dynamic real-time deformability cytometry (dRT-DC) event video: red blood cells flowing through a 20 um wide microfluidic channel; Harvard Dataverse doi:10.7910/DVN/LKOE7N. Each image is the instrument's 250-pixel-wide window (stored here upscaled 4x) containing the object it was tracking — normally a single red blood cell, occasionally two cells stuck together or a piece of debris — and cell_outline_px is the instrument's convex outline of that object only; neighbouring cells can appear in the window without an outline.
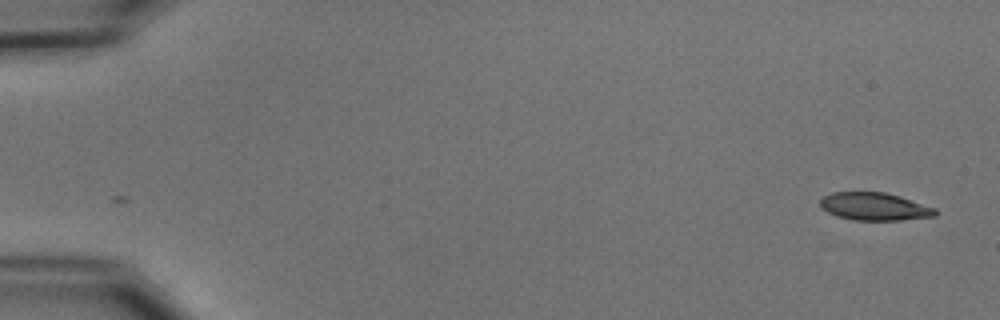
{"species": "common noctule bat (a hibernating species)", "species_latin": "Nyctalus noctula", "temperature_condition": "cold", "stored_images_in_passage": 2, "camera_frame_rate_fps": 3000, "um_per_image_px": 0.085, "animal": {"sex": "male", "body_mass_g": 15.6}, "frame": {"image": 1, "passage_image": 2, "time_ms": 1.333, "image_size_px": [1000, 320], "cell_outline_px": [[936, 216], [900, 220], [852, 220], [836, 216], [828, 212], [820, 204], [820, 200], [824, 196], [832, 192], [884, 192], [900, 196], [936, 208]], "centroid_in_image_um": [74.34, 17.55], "position_along_channel_um": 10.7, "area_um2": 18.55}}